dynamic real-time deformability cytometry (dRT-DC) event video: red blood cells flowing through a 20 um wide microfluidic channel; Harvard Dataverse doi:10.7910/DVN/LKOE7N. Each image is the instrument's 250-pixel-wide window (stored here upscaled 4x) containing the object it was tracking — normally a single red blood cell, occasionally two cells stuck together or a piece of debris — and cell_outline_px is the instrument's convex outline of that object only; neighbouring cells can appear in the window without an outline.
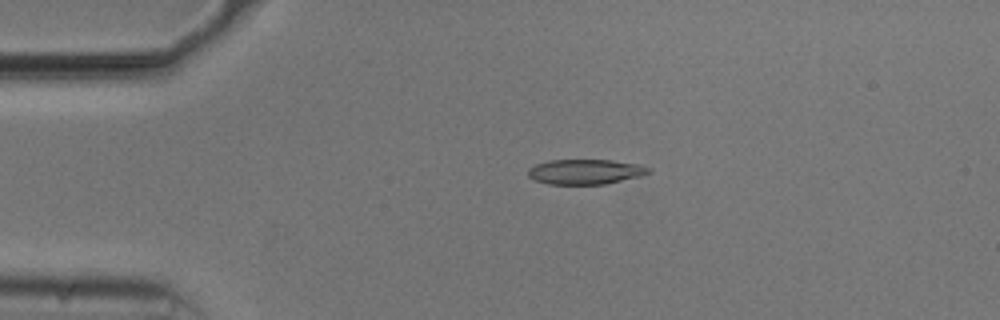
{"species": "common noctule bat (a hibernating species)", "species_latin": "Nyctalus noctula", "temperature_condition": "cold", "stored_images_in_passage": 54, "camera_frame_rate_fps": 3000, "um_per_image_px": 0.085, "animal": {"sex": "male", "body_mass_g": 20.5, "forearm_length_mm": 52.5}, "frame": {"image": 1, "passage_image": 12, "time_ms": 3.667, "image_size_px": [1000, 320], "cell_outline_px": [[652, 172], [640, 176], [604, 184], [548, 184], [536, 180], [528, 176], [528, 168], [536, 164], [548, 160], [612, 160], [640, 164], [652, 168]], "centroid_in_image_um": [49.78, 14.59], "position_along_channel_um": 35.2, "area_um2": 17.63}}
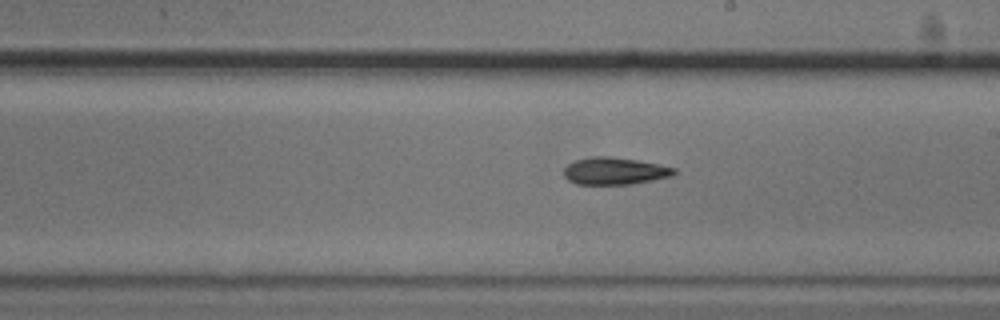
{"frame": {"image": 2, "passage_image": 31, "time_ms": 10.0, "image_size_px": [1000, 320], "cell_outline_px": [[676, 172], [672, 176], [632, 184], [576, 184], [568, 180], [564, 176], [564, 168], [568, 164], [576, 160], [592, 156], [612, 156], [660, 164], [676, 168]], "centroid_in_image_um": [52.25, 14.53], "position_along_channel_um": 236.8, "area_um2": 17.51}}
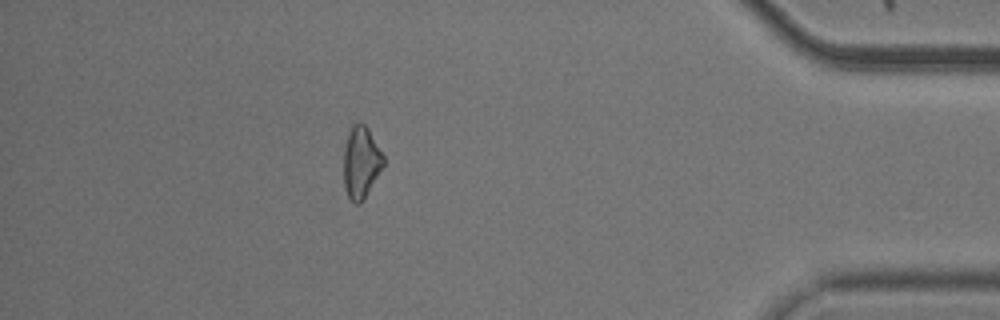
{"frame": {"image": 3, "passage_image": 48, "time_ms": 15.667, "image_size_px": [1000, 320], "cell_outline_px": [[384, 164], [364, 200], [360, 204], [356, 204], [348, 196], [344, 188], [344, 148], [348, 132], [352, 124], [364, 124], [368, 128], [384, 156]], "centroid_in_image_um": [30.68, 13.81], "position_along_channel_um": 404.5, "area_um2": 16.59}, "authors_computed_cell_mechanics": {"area_um2": 17.629, "velocity_mm_per_s": 3.7467, "shape_relaxation_time_tau1_ms": 6.9966, "shape_relaxation_time_tau2_ms": null, "deformation_change_tau1": 0.1555, "deformation_change_tau2": null}}